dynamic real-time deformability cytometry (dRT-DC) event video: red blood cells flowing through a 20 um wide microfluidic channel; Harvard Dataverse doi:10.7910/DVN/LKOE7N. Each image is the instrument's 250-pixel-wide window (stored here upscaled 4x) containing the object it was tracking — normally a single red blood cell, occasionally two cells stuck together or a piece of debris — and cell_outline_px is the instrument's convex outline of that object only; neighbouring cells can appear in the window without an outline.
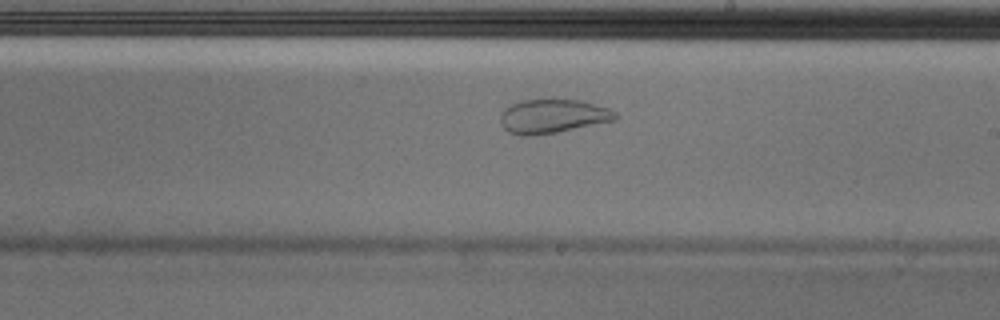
{"species": "Egyptian fruit bat (a non-hibernating species)", "species_latin": "Rousettus aegyptiacus", "temperature_condition": "cold", "stored_images_in_passage": 53, "camera_frame_rate_fps": 3000, "um_per_image_px": 0.085, "animal": {"sex": "male"}, "frame": {"image": 1, "passage_image": 31, "time_ms": 10.0, "image_size_px": [1000, 320], "cell_outline_px": [[620, 116], [616, 120], [556, 132], [532, 136], [520, 136], [508, 132], [504, 128], [500, 120], [500, 116], [504, 108], [520, 100], [580, 100], [608, 108], [616, 112]], "centroid_in_image_um": [46.97, 9.89], "position_along_channel_um": 242.0, "area_um2": 22.72}}